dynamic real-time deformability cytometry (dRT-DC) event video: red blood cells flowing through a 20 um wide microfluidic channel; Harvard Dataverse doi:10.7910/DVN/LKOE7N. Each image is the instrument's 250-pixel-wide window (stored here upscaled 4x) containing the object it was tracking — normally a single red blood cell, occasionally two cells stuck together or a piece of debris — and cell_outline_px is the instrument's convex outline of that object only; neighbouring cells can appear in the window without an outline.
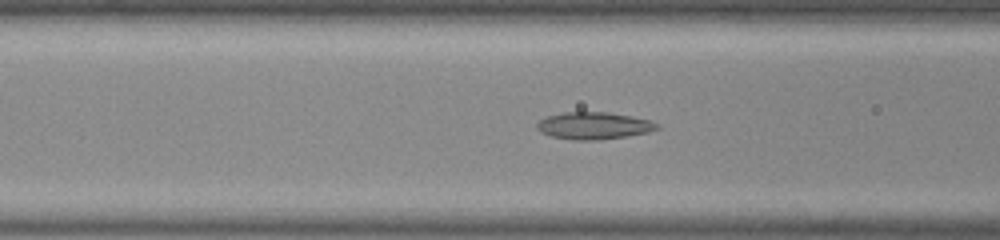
{"species": "common noctule bat (a hibernating species)", "species_latin": "Nyctalus noctula", "temperature_condition": "room temperature", "stored_images_in_passage": 48, "camera_frame_rate_fps": 3000, "um_per_image_px": 0.085, "animal": {"sex": "male", "body_mass_g": 20.0, "forearm_length_mm": 53.3}, "frame": {"image": 1, "passage_image": 17, "time_ms": 5.333, "image_size_px": [1000, 240], "cell_outline_px": [[660, 128], [648, 132], [624, 136], [596, 140], [572, 140], [552, 136], [540, 132], [536, 128], [536, 124], [540, 120], [548, 116], [564, 112], [608, 112], [632, 116], [648, 120], [660, 124]], "centroid_in_image_um": [50.46, 10.68], "position_along_channel_um": 116.1, "area_um2": 18.9}}
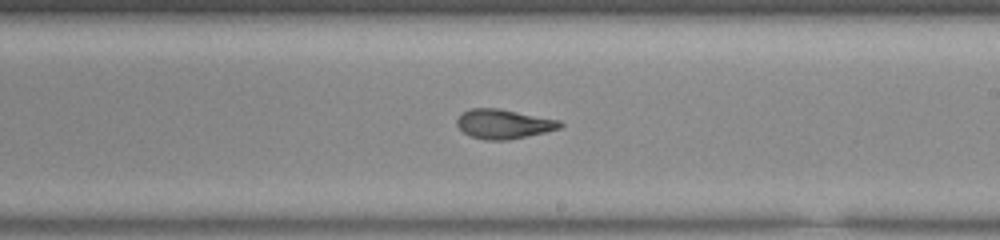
{"frame": {"image": 2, "passage_image": 27, "time_ms": 8.667, "image_size_px": [1000, 240], "cell_outline_px": [[564, 124], [560, 128], [544, 132], [508, 140], [484, 140], [472, 136], [464, 132], [456, 124], [456, 120], [464, 112], [472, 108], [496, 108], [560, 120]], "centroid_in_image_um": [42.81, 10.54], "position_along_channel_um": 246.2, "area_um2": 17.4}}
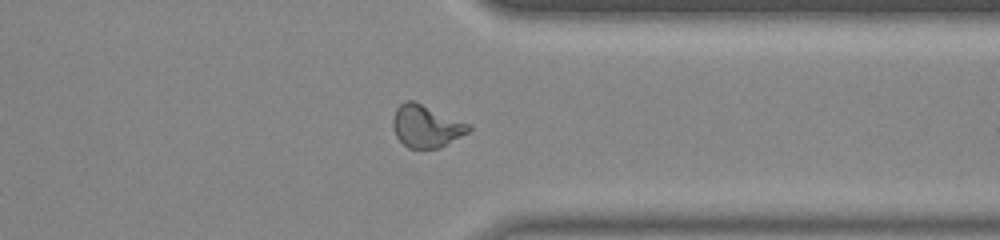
{"frame": {"image": 3, "passage_image": 37, "time_ms": 12.0, "image_size_px": [1000, 240], "cell_outline_px": [[472, 128], [468, 132], [440, 148], [408, 148], [396, 136], [392, 128], [392, 116], [396, 108], [400, 104], [408, 100], [412, 100], [472, 124]], "centroid_in_image_um": [36.22, 10.72], "position_along_channel_um": 375.2, "area_um2": 18.79}, "authors_computed_cell_mechanics": {"area_um2": 18.3804, "velocity_mm_per_s": 3.9076, "shape_relaxation_time_tau1_ms": null, "shape_relaxation_time_tau2_ms": 1.3125, "deformation_change_tau1": null, "deformation_change_tau2": 0.0792}}